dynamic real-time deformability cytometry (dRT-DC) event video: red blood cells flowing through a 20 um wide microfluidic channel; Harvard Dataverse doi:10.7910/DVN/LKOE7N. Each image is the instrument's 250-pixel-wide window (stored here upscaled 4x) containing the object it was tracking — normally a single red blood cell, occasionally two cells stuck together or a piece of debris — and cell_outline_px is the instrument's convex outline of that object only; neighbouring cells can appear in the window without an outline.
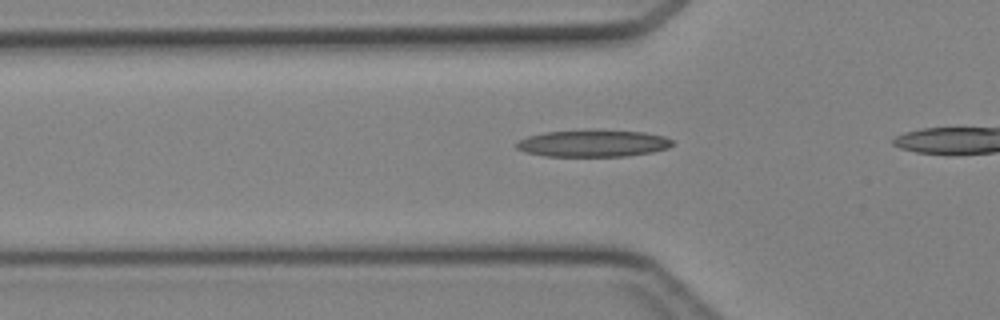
{"species": "Egyptian fruit bat (a non-hibernating species)", "species_latin": "Rousettus aegyptiacus", "temperature_condition": "cold", "stored_images_in_passage": 31, "camera_frame_rate_fps": 3000, "um_per_image_px": 0.085, "animal": {"sex": "female"}, "frame": {"image": 1, "passage_image": 9, "time_ms": 2.667, "image_size_px": [1000, 320], "cell_outline_px": [[676, 144], [668, 148], [652, 152], [628, 156], [544, 156], [524, 152], [516, 148], [516, 140], [528, 136], [544, 132], [644, 132], [664, 136], [672, 140]], "centroid_in_image_um": [50.4, 12.22], "position_along_channel_um": 75.4, "area_um2": 23.81}}
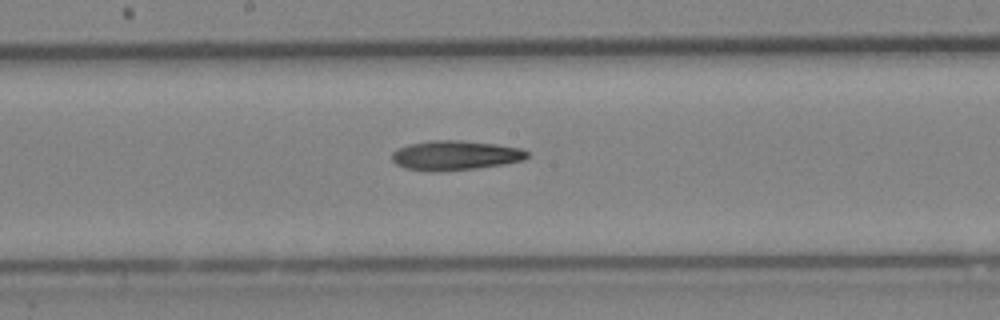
{"frame": {"image": 2, "passage_image": 18, "time_ms": 5.667, "image_size_px": [1000, 320], "cell_outline_px": [[528, 156], [524, 160], [504, 164], [476, 168], [440, 172], [404, 168], [396, 164], [392, 160], [392, 152], [396, 148], [408, 144], [432, 140], [460, 140], [496, 144], [524, 148], [528, 152]], "centroid_in_image_um": [38.69, 13.2], "position_along_channel_um": 209.5, "area_um2": 23.52}}
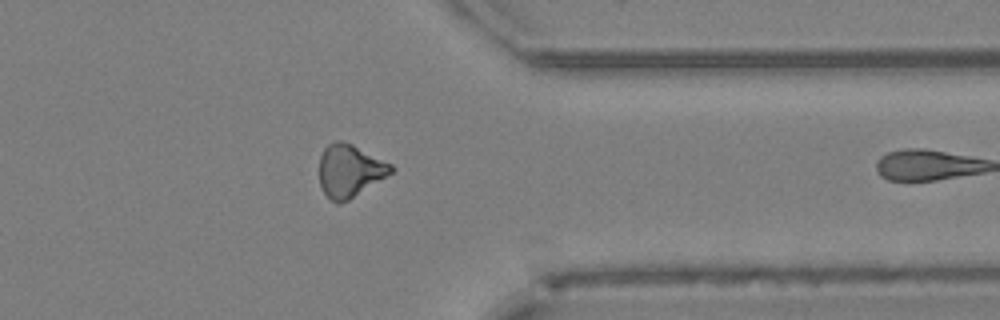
{"frame": {"image": 3, "passage_image": 30, "time_ms": 9.667, "image_size_px": [1000, 320], "cell_outline_px": [[396, 168], [392, 172], [348, 200], [340, 204], [336, 204], [324, 192], [320, 184], [320, 156], [324, 148], [328, 144], [336, 140], [340, 140], [352, 144], [392, 164]], "centroid_in_image_um": [29.71, 14.5], "position_along_channel_um": 381.7, "area_um2": 21.73}}